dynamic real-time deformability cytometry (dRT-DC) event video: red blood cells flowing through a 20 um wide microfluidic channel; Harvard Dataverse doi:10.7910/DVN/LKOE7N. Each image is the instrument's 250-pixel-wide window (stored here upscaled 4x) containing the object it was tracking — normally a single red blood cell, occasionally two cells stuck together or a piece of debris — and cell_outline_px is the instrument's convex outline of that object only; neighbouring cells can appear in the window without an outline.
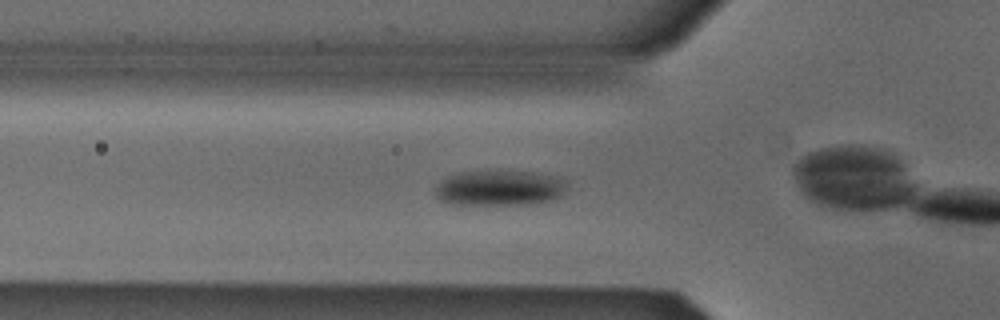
{"species": "Egyptian fruit bat (a non-hibernating species)", "species_latin": "Rousettus aegyptiacus", "temperature_condition": "cold", "stored_images_in_passage": 5, "camera_frame_rate_fps": 3000, "um_per_image_px": 0.085, "animal": {"sex": "male"}, "frame": {"image": 1, "passage_image": 3, "time_ms": 0.667, "image_size_px": [1000, 320], "cell_outline_px": [[568, 188], [560, 196], [552, 200], [524, 204], [448, 204], [440, 200], [436, 196], [436, 188], [448, 176], [456, 172], [532, 172], [560, 176], [568, 180]], "centroid_in_image_um": [42.53, 15.98], "position_along_channel_um": 83.3, "area_um2": 27.05}}